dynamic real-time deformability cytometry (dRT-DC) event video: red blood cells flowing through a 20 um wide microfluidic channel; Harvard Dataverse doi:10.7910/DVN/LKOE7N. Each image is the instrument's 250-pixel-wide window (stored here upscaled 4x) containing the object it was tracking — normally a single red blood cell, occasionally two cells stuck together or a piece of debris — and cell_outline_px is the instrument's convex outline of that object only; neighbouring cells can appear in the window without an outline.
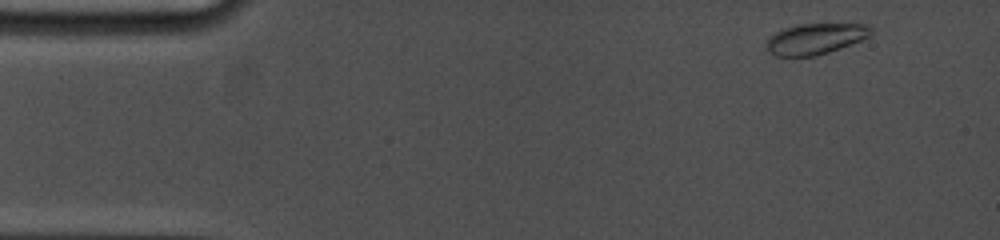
{"species": "common noctule bat (a hibernating species)", "species_latin": "Nyctalus noctula", "temperature_condition": "cold", "stored_images_in_passage": 16, "camera_frame_rate_fps": 5000, "um_per_image_px": 0.085, "animal": {"sex": "female", "body_mass_g": 19.0, "forearm_length_mm": 53.3}, "frame": {"image": 1, "passage_image": 2, "time_ms": 0.6, "image_size_px": [1000, 240], "cell_outline_px": [[872, 32], [868, 36], [860, 40], [840, 48], [816, 56], [776, 56], [764, 44], [776, 32], [784, 28], [796, 24], [864, 24], [872, 28]], "centroid_in_image_um": [69.3, 3.29], "position_along_channel_um": 15.7, "area_um2": 18.5}}
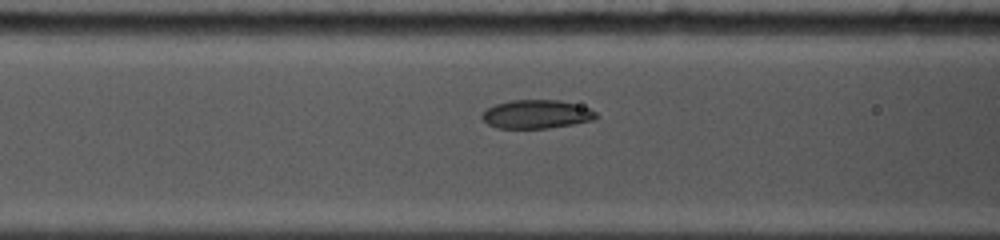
{"frame": {"image": 2, "passage_image": 12, "time_ms": 6.0, "image_size_px": [1000, 240], "cell_outline_px": [[600, 116], [592, 120], [572, 124], [548, 128], [496, 128], [488, 124], [480, 116], [488, 108], [496, 104], [512, 100], [560, 100], [576, 104], [588, 108], [596, 112]], "centroid_in_image_um": [45.61, 9.71], "position_along_channel_um": 121.0, "area_um2": 18.9}}
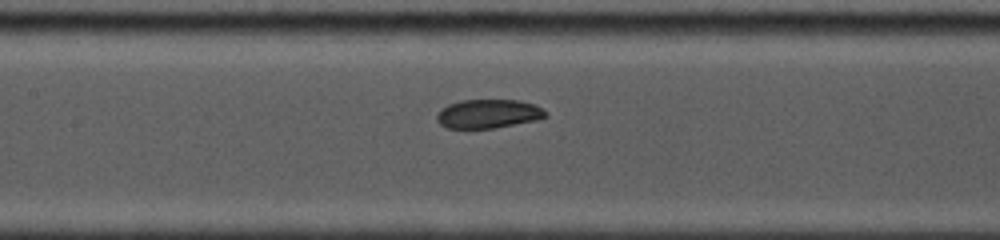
{"frame": {"image": 3, "passage_image": 15, "time_ms": 7.2, "image_size_px": [1000, 240], "cell_outline_px": [[548, 116], [536, 120], [492, 128], [448, 128], [440, 124], [436, 120], [436, 116], [440, 108], [448, 104], [460, 100], [520, 100], [536, 104], [548, 112]], "centroid_in_image_um": [41.51, 9.66], "position_along_channel_um": 165.9, "area_um2": 18.44}}